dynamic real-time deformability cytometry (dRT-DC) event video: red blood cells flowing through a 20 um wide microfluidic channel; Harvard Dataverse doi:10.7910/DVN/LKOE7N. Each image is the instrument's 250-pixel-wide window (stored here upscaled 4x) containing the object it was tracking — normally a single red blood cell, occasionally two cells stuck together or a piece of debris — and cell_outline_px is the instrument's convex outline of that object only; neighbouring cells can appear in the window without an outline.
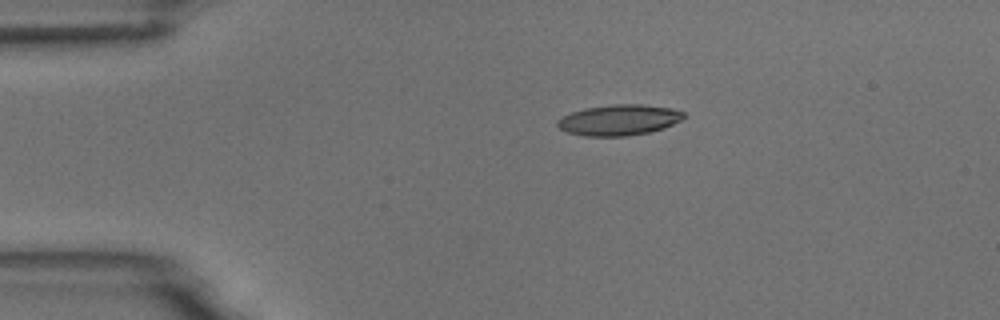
{"species": "common noctule bat (a hibernating species)", "species_latin": "Nyctalus noctula", "temperature_condition": "room temperature", "stored_images_in_passage": 3, "camera_frame_rate_fps": 3000, "um_per_image_px": 0.085, "animal": {"sex": "male", "body_mass_g": 18.8}, "frame": {"image": 1, "passage_image": 1, "time_ms": 0.0, "image_size_px": [1000, 320], "cell_outline_px": [[684, 116], [680, 120], [664, 128], [648, 132], [628, 136], [584, 136], [568, 132], [560, 128], [556, 124], [556, 120], [572, 112], [584, 108], [612, 104], [644, 104], [672, 108], [684, 112]], "centroid_in_image_um": [52.61, 10.19], "position_along_channel_um": 32.4, "area_um2": 22.6}}
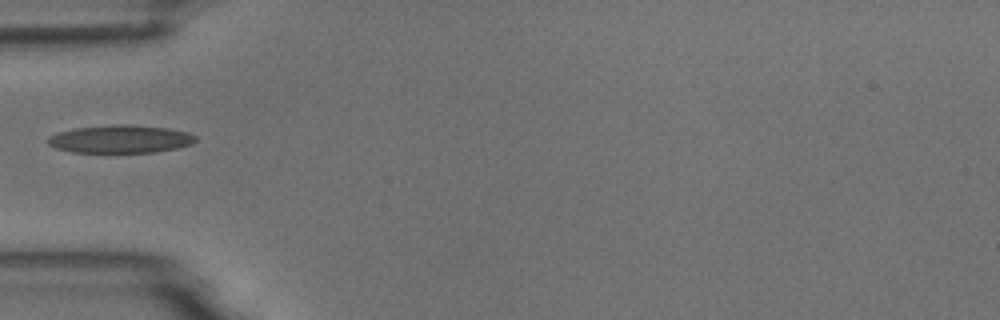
{"frame": {"image": 2, "passage_image": 3, "time_ms": 2.333, "image_size_px": [1000, 320], "cell_outline_px": [[196, 140], [192, 144], [176, 148], [152, 152], [72, 152], [56, 148], [48, 144], [44, 140], [48, 136], [56, 132], [72, 128], [120, 124], [128, 124], [168, 128], [188, 132], [196, 136]], "centroid_in_image_um": [10.18, 11.81], "position_along_channel_um": 74.8, "area_um2": 24.16}}